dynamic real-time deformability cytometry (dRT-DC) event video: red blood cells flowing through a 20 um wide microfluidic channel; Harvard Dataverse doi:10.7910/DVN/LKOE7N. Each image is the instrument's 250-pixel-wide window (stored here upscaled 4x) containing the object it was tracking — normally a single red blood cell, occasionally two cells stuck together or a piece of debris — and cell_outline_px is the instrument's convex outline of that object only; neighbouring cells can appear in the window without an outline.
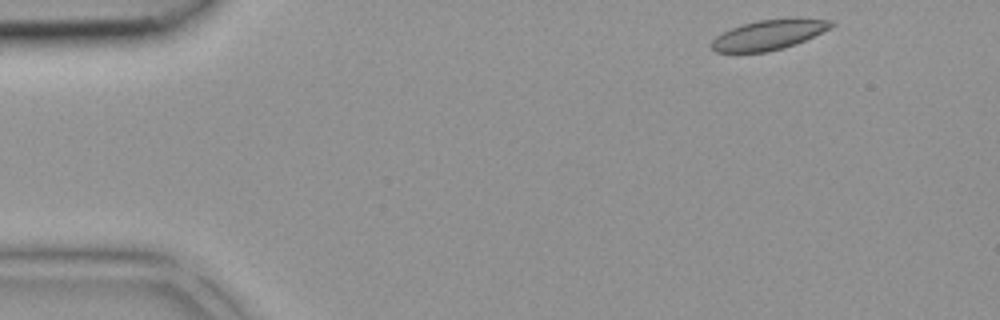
{"species": "common noctule bat (a hibernating species)", "species_latin": "Nyctalus noctula", "temperature_condition": "room temperature", "stored_images_in_passage": 38, "camera_frame_rate_fps": 3000, "um_per_image_px": 0.085, "animal": {"sex": "female", "body_mass_g": 18.4}, "frame": {"image": 1, "passage_image": 1, "time_ms": 0.0, "image_size_px": [1000, 320], "cell_outline_px": [[836, 24], [796, 44], [784, 48], [768, 52], [716, 52], [712, 48], [712, 40], [716, 36], [740, 24], [756, 20], [796, 16], [832, 20]], "centroid_in_image_um": [65.38, 2.92], "position_along_channel_um": 19.6, "area_um2": 21.21}}
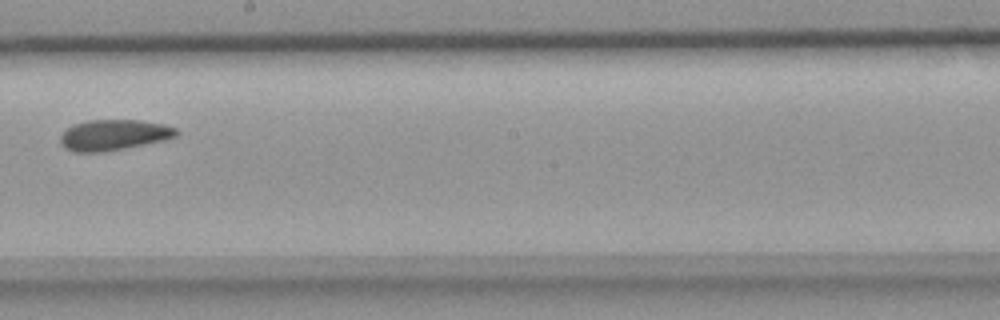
{"frame": {"image": 2, "passage_image": 20, "time_ms": 6.333, "image_size_px": [1000, 320], "cell_outline_px": [[180, 132], [176, 136], [164, 140], [104, 152], [72, 152], [64, 148], [60, 144], [60, 136], [72, 124], [88, 120], [140, 120], [164, 124], [176, 128]], "centroid_in_image_um": [9.65, 11.47], "position_along_channel_um": 238.6, "area_um2": 20.87}}
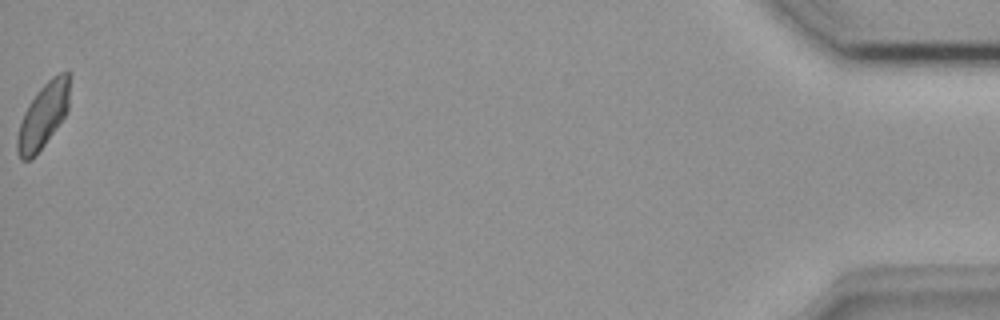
{"frame": {"image": 3, "passage_image": 38, "time_ms": 12.333, "image_size_px": [1000, 320], "cell_outline_px": [[72, 72], [68, 112], [32, 160], [20, 160], [16, 152], [16, 140], [20, 124], [24, 112], [28, 104], [36, 92], [52, 76], [60, 72]], "centroid_in_image_um": [3.7, 9.79], "position_along_channel_um": 431.5, "area_um2": 20.17}}